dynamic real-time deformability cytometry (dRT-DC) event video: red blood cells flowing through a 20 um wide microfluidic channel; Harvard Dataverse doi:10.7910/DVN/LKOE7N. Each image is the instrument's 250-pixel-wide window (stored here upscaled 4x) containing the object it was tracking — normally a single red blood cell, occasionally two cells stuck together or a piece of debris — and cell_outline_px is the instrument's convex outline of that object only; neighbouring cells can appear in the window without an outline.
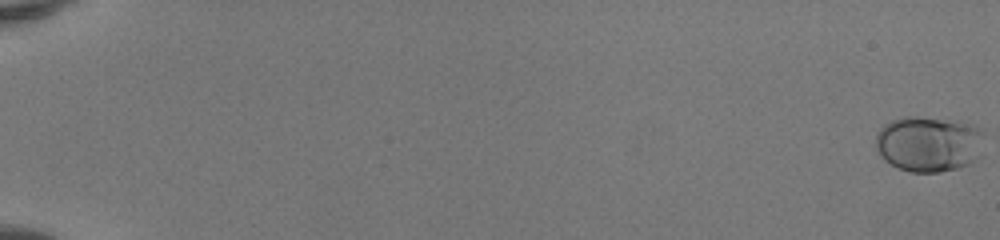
{"species": "human", "species_latin": "Homo sapiens", "temperature_condition": "room temperature", "stored_images_in_passage": 53, "camera_frame_rate_fps": 3000, "um_per_image_px": 0.085, "donor": {"sex": "female"}, "frame": {"image": 1, "passage_image": 1, "time_ms": 0.0, "image_size_px": [1000, 240], "cell_outline_px": [[984, 132], [972, 160], [968, 164], [956, 168], [940, 172], [912, 172], [900, 168], [884, 160], [880, 156], [876, 148], [876, 132], [884, 124], [892, 120], [908, 116], [916, 116], [956, 120], [972, 124], [984, 128]], "centroid_in_image_um": [78.88, 12.19], "position_along_channel_um": 6.1, "area_um2": 34.91}}
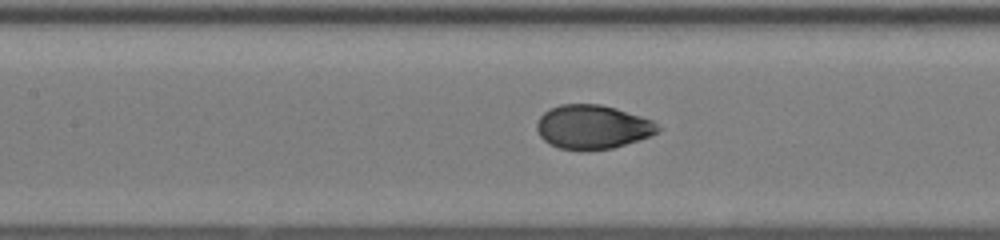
{"frame": {"image": 2, "passage_image": 28, "time_ms": 9.0, "image_size_px": [1000, 240], "cell_outline_px": [[664, 128], [648, 136], [612, 148], [560, 148], [544, 140], [540, 136], [536, 128], [536, 124], [540, 116], [544, 112], [560, 104], [600, 104], [652, 120]], "centroid_in_image_um": [50.36, 10.76], "position_along_channel_um": 157.0, "area_um2": 30.11}}
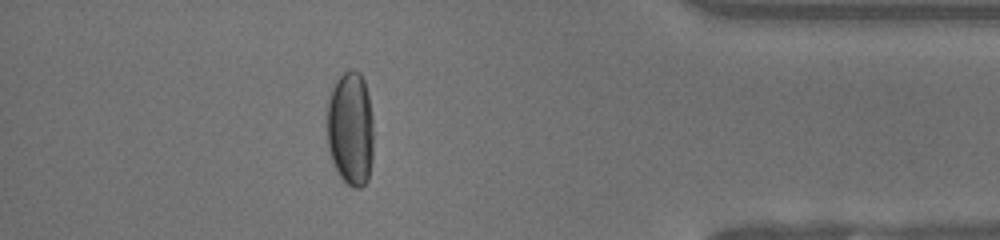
{"frame": {"image": 3, "passage_image": 48, "time_ms": 15.667, "image_size_px": [1000, 240], "cell_outline_px": [[372, 160], [368, 180], [360, 188], [352, 188], [340, 176], [332, 160], [328, 148], [328, 100], [332, 88], [336, 80], [348, 68], [352, 68], [360, 72], [364, 80], [368, 96], [372, 116]], "centroid_in_image_um": [29.8, 10.92], "position_along_channel_um": 405.4, "area_um2": 30.98}, "authors_computed_cell_mechanics": {"area_um2": 31.6166, "velocity_mm_per_s": 4.1514, "shape_relaxation_time_tau1_ms": 3.9404, "shape_relaxation_time_tau2_ms": null, "deformation_change_tau1": 0.1723, "deformation_change_tau2": null}}